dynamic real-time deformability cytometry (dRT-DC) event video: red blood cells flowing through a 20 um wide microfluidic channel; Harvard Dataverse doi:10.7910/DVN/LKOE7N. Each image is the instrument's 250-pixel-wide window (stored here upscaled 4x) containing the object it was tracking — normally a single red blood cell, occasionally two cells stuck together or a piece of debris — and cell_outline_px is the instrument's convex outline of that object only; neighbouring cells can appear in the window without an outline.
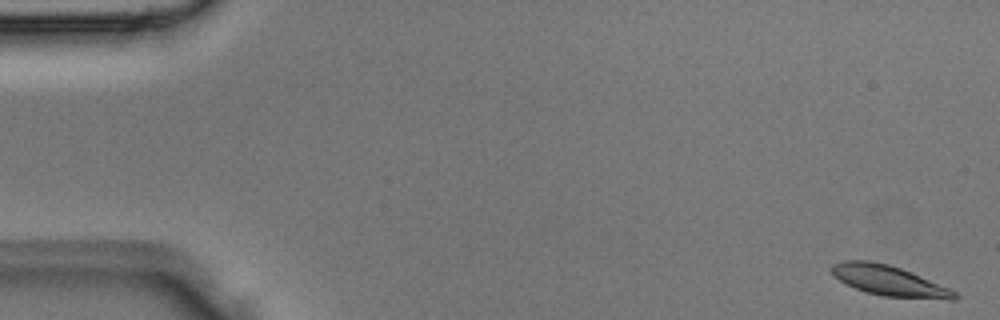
{"species": "Egyptian fruit bat (a non-hibernating species)", "species_latin": "Rousettus aegyptiacus", "temperature_condition": "room temperature", "stored_images_in_passage": 4, "camera_frame_rate_fps": 3000, "um_per_image_px": 0.085, "animal": {"sex": "male"}, "frame": {"image": 1, "passage_image": 1, "time_ms": 0.0, "image_size_px": [1000, 320], "cell_outline_px": [[960, 296], [956, 300], [948, 300], [884, 296], [868, 292], [856, 288], [840, 280], [828, 268], [832, 264], [844, 260], [868, 260], [888, 264], [900, 268], [948, 288], [956, 292]], "centroid_in_image_um": [75.57, 23.86], "position_along_channel_um": 9.4, "area_um2": 21.39}}